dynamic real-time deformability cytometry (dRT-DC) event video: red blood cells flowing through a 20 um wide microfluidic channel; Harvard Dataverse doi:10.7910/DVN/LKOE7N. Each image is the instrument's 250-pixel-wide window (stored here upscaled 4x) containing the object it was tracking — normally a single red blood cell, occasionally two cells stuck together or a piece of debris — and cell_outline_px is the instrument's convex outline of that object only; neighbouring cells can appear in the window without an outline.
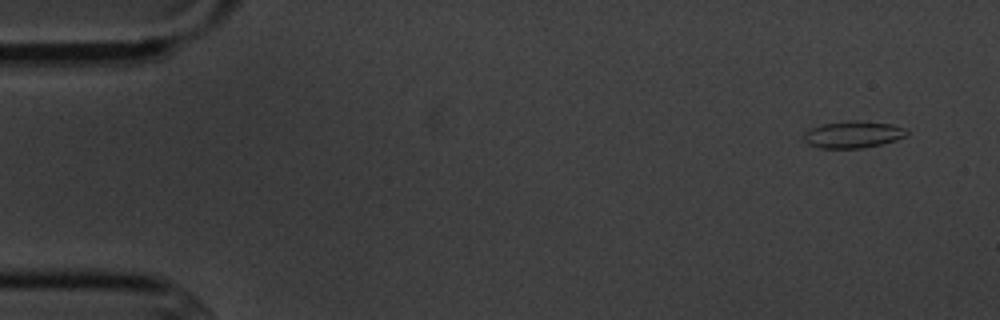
{"species": "common noctule bat (a hibernating species)", "species_latin": "Nyctalus noctula", "temperature_condition": "cold", "stored_images_in_passage": 4, "camera_frame_rate_fps": 3000, "um_per_image_px": 0.085, "animal": {"sex": "male", "body_mass_g": 20.1, "forearm_length_mm": 53.5}, "frame": {"image": 1, "passage_image": 1, "time_ms": 0.0, "image_size_px": [1000, 320], "cell_outline_px": [[908, 136], [884, 144], [864, 148], [820, 148], [808, 144], [804, 140], [804, 136], [812, 128], [824, 124], [856, 120], [892, 124], [908, 128]], "centroid_in_image_um": [72.61, 11.44], "position_along_channel_um": 12.4, "area_um2": 16.13}}
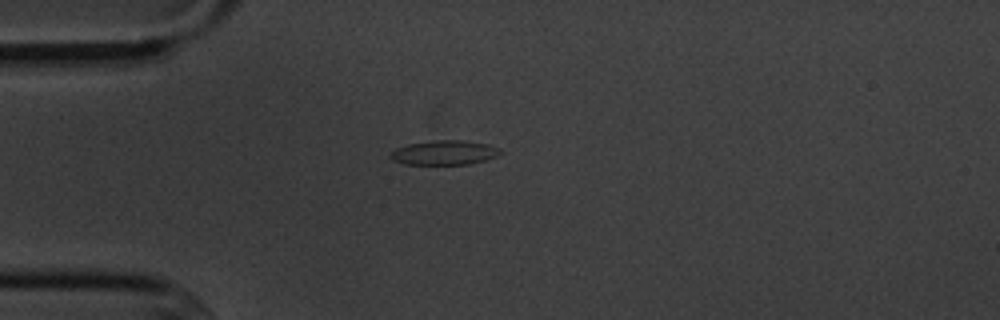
{"frame": {"image": 2, "passage_image": 4, "time_ms": 3.667, "image_size_px": [1000, 320], "cell_outline_px": [[500, 152], [496, 156], [484, 160], [468, 164], [404, 164], [392, 160], [388, 156], [396, 148], [408, 144], [432, 140], [460, 140], [488, 144], [500, 148]], "centroid_in_image_um": [37.73, 12.97], "position_along_channel_um": 47.3, "area_um2": 15.55}}